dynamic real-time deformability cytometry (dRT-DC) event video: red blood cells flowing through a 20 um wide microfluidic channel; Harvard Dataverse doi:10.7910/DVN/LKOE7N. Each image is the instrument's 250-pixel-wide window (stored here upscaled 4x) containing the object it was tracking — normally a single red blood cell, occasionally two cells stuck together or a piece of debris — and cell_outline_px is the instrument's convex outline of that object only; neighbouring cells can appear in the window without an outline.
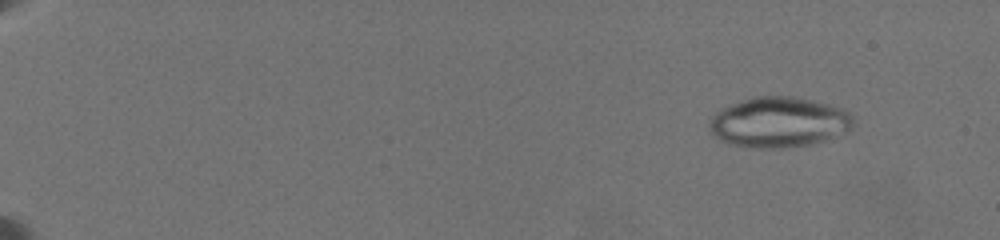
{"species": "common noctule bat (a hibernating species)", "species_latin": "Nyctalus noctula", "temperature_condition": "warm", "stored_images_in_passage": 104, "camera_frame_rate_fps": 3000, "um_per_image_px": 0.085, "animal": {"sex": "female", "body_mass_g": 19.5, "forearm_length_mm": 54.1}, "frame": {"image": 1, "passage_image": 3, "time_ms": 0.333, "image_size_px": [1000, 240], "cell_outline_px": [[856, 124], [852, 128], [844, 132], [824, 140], [808, 144], [776, 148], [752, 148], [724, 144], [712, 136], [708, 128], [708, 124], [712, 116], [720, 108], [756, 96], [796, 96], [840, 108], [848, 112], [852, 116]], "centroid_in_image_um": [66.13, 10.4], "position_along_channel_um": 18.9, "area_um2": 42.37}}
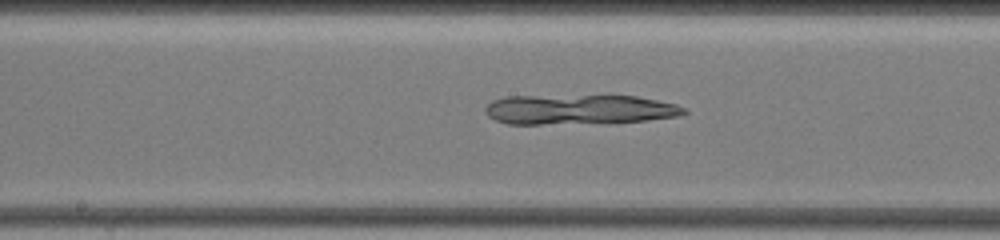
{"frame": {"image": 2, "passage_image": 69, "time_ms": 10.333, "image_size_px": [1000, 240], "cell_outline_px": [[688, 112], [680, 116], [616, 124], [508, 124], [496, 120], [488, 116], [484, 112], [484, 108], [492, 100], [504, 96], [608, 92], [636, 96], [676, 104], [688, 108]], "centroid_in_image_um": [49.28, 9.27], "position_along_channel_um": 198.9, "area_um2": 37.28}}
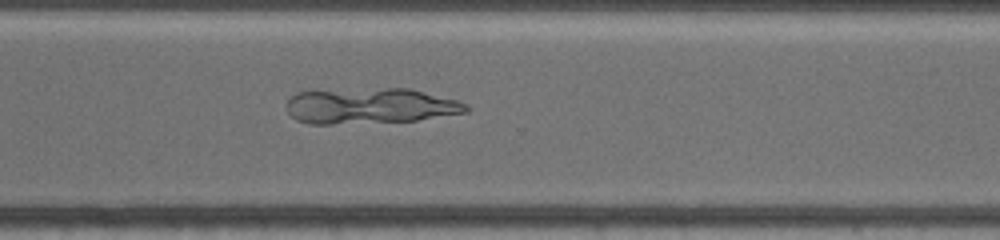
{"frame": {"image": 3, "passage_image": 103, "time_ms": 14.333, "image_size_px": [1000, 240], "cell_outline_px": [[472, 108], [468, 112], [416, 120], [332, 124], [308, 124], [296, 120], [288, 112], [288, 100], [296, 92], [384, 88], [408, 88], [460, 100], [468, 104]], "centroid_in_image_um": [31.53, 9.0], "position_along_channel_um": 339.1, "area_um2": 37.28}}